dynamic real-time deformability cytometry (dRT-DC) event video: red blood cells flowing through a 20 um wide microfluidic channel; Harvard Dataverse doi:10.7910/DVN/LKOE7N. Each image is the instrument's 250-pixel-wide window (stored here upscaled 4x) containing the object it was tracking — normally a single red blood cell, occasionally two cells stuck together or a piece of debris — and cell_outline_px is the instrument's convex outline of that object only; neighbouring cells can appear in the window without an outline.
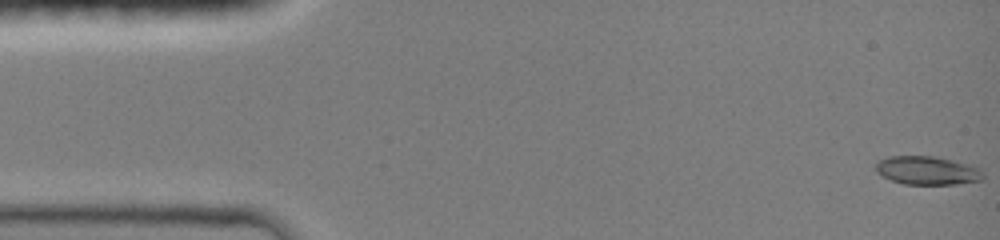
{"species": "common noctule bat (a hibernating species)", "species_latin": "Nyctalus noctula", "temperature_condition": "room temperature", "stored_images_in_passage": 11, "camera_frame_rate_fps": 3000, "um_per_image_px": 0.085, "animal": {"sex": "female", "body_mass_g": 19.0, "forearm_length_mm": 51.5}, "frame": {"image": 1, "passage_image": 1, "time_ms": 0.0, "image_size_px": [1000, 240], "cell_outline_px": [[984, 176], [980, 180], [956, 184], [904, 184], [892, 180], [876, 172], [876, 164], [880, 160], [892, 156], [932, 156], [948, 160], [976, 168]], "centroid_in_image_um": [78.74, 14.5], "position_along_channel_um": 6.3, "area_um2": 17.11}}
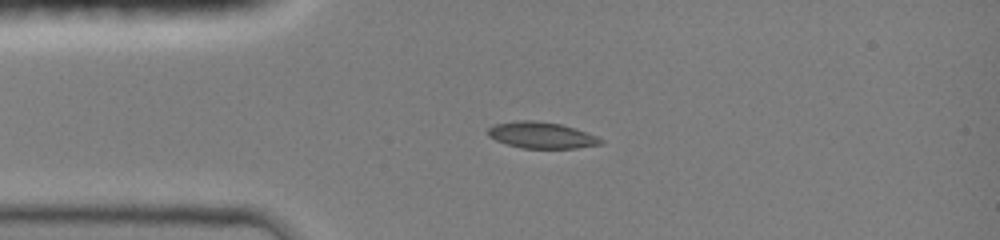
{"frame": {"image": 2, "passage_image": 10, "time_ms": 3.333, "image_size_px": [1000, 240], "cell_outline_px": [[604, 140], [600, 144], [576, 148], [524, 148], [508, 144], [496, 140], [488, 136], [488, 128], [496, 124], [520, 120], [532, 120], [560, 124], [596, 136]], "centroid_in_image_um": [46.0, 11.49], "position_along_channel_um": 39.0, "area_um2": 16.88}}